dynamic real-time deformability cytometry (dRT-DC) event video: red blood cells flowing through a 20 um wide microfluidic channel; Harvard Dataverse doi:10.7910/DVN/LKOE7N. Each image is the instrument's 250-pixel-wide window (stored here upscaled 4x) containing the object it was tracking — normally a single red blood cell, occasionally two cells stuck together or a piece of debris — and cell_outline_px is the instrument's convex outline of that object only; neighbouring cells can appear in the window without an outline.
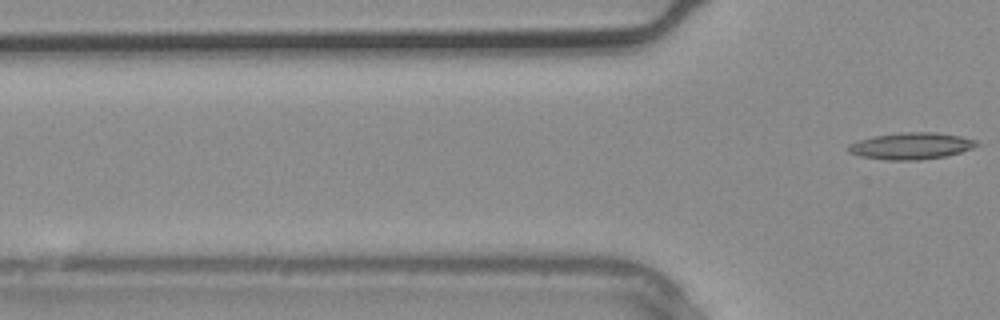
{"species": "common noctule bat (a hibernating species)", "species_latin": "Nyctalus noctula", "temperature_condition": "warm", "stored_images_in_passage": 2, "camera_frame_rate_fps": 3000, "um_per_image_px": 0.085, "animal": {"sex": "male", "body_mass_g": 20.4}, "frame": {"image": 1, "passage_image": 2, "time_ms": 0.333, "image_size_px": [1000, 320], "cell_outline_px": [[980, 144], [972, 148], [960, 152], [944, 156], [920, 160], [888, 160], [860, 156], [848, 152], [848, 144], [872, 136], [904, 132], [932, 132], [960, 136], [976, 140]], "centroid_in_image_um": [77.43, 12.4], "position_along_channel_um": 48.4, "area_um2": 19.83}}